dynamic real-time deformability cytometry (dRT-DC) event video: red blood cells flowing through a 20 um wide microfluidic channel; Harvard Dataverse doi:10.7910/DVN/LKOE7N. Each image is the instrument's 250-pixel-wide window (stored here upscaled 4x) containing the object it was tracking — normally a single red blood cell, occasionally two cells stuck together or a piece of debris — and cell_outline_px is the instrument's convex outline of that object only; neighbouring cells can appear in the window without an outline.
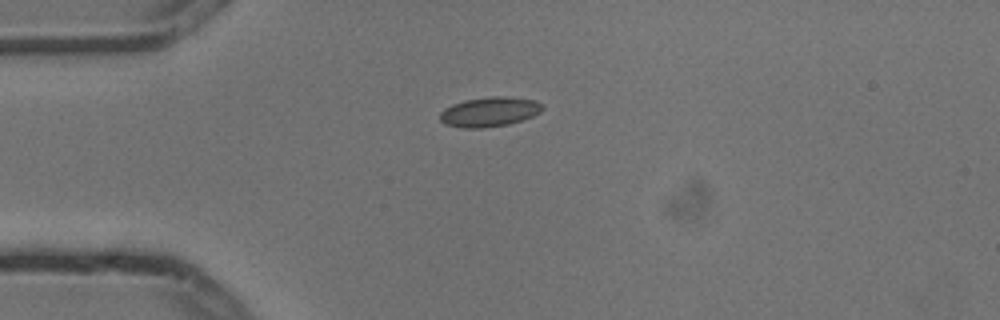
{"species": "common noctule bat (a hibernating species)", "species_latin": "Nyctalus noctula", "temperature_condition": "cold", "stored_images_in_passage": 5, "camera_frame_rate_fps": 3000, "um_per_image_px": 0.085, "animal": {"sex": "male", "body_mass_g": 13.3}, "frame": {"image": 1, "passage_image": 5, "time_ms": 1.333, "image_size_px": [1000, 320], "cell_outline_px": [[544, 108], [540, 112], [532, 116], [508, 124], [480, 128], [464, 128], [444, 124], [440, 120], [440, 112], [444, 108], [452, 104], [464, 100], [488, 96], [508, 96], [536, 100], [544, 104]], "centroid_in_image_um": [41.6, 9.49], "position_along_channel_um": 43.4, "area_um2": 17.86}}